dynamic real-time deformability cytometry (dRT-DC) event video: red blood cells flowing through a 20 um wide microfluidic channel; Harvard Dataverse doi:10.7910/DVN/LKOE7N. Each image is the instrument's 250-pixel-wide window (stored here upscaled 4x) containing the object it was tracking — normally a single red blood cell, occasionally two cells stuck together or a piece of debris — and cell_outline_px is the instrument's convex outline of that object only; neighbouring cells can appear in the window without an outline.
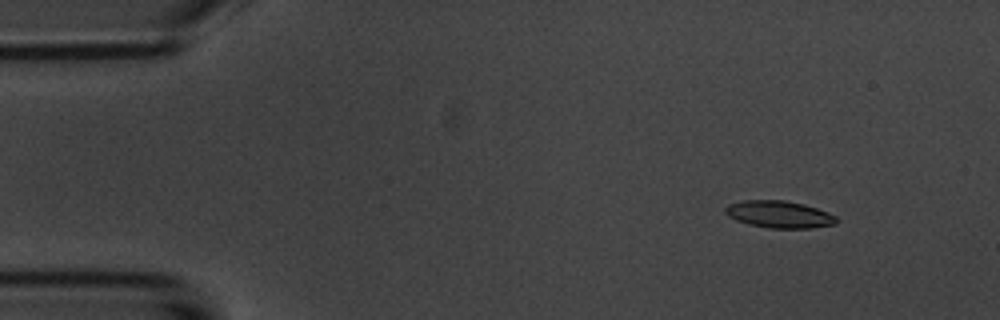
{"species": "common noctule bat (a hibernating species)", "species_latin": "Nyctalus noctula", "temperature_condition": "room temperature", "stored_images_in_passage": 5, "camera_frame_rate_fps": 3000, "um_per_image_px": 0.085, "animal": {"sex": "male", "body_mass_g": 20.1, "forearm_length_mm": 53.5}, "frame": {"image": 1, "passage_image": 2, "time_ms": 1.0, "image_size_px": [1000, 320], "cell_outline_px": [[840, 220], [836, 224], [812, 228], [768, 228], [748, 224], [736, 220], [728, 216], [724, 212], [724, 208], [728, 204], [744, 200], [784, 200], [804, 204], [828, 212], [836, 216]], "centroid_in_image_um": [66.24, 18.22], "position_along_channel_um": 18.8, "area_um2": 17.74}}
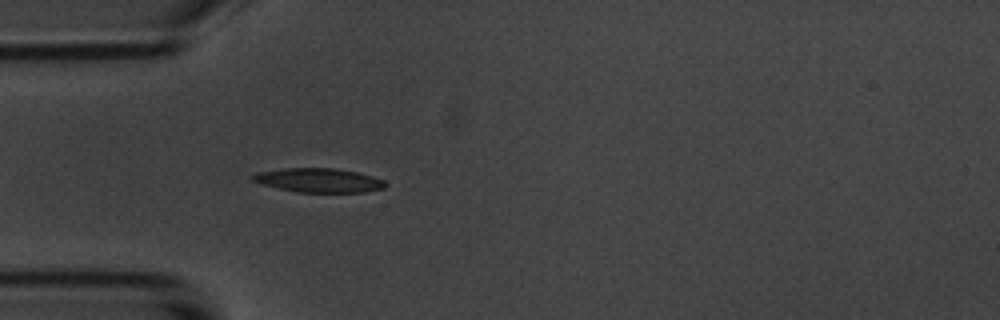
{"frame": {"image": 2, "passage_image": 5, "time_ms": 4.333, "image_size_px": [1000, 320], "cell_outline_px": [[388, 184], [384, 188], [364, 192], [296, 192], [260, 184], [252, 180], [252, 176], [256, 172], [284, 168], [336, 168], [356, 172], [372, 176], [384, 180]], "centroid_in_image_um": [27.09, 15.32], "position_along_channel_um": 57.9, "area_um2": 18.67}}